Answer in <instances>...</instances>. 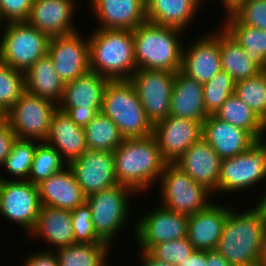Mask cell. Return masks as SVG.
<instances>
[{
  "mask_svg": "<svg viewBox=\"0 0 266 266\" xmlns=\"http://www.w3.org/2000/svg\"><path fill=\"white\" fill-rule=\"evenodd\" d=\"M2 31L0 61L13 69L25 73L47 54L50 38L27 21L4 23Z\"/></svg>",
  "mask_w": 266,
  "mask_h": 266,
  "instance_id": "8",
  "label": "cell"
},
{
  "mask_svg": "<svg viewBox=\"0 0 266 266\" xmlns=\"http://www.w3.org/2000/svg\"><path fill=\"white\" fill-rule=\"evenodd\" d=\"M195 251L188 237L154 245L148 253L155 259L181 266L186 257Z\"/></svg>",
  "mask_w": 266,
  "mask_h": 266,
  "instance_id": "41",
  "label": "cell"
},
{
  "mask_svg": "<svg viewBox=\"0 0 266 266\" xmlns=\"http://www.w3.org/2000/svg\"><path fill=\"white\" fill-rule=\"evenodd\" d=\"M75 0H33L27 22L49 38L77 31L72 19L76 13ZM75 11V12H74Z\"/></svg>",
  "mask_w": 266,
  "mask_h": 266,
  "instance_id": "18",
  "label": "cell"
},
{
  "mask_svg": "<svg viewBox=\"0 0 266 266\" xmlns=\"http://www.w3.org/2000/svg\"><path fill=\"white\" fill-rule=\"evenodd\" d=\"M169 116L201 123L209 116L203 101V84L188 77L181 70L175 73Z\"/></svg>",
  "mask_w": 266,
  "mask_h": 266,
  "instance_id": "26",
  "label": "cell"
},
{
  "mask_svg": "<svg viewBox=\"0 0 266 266\" xmlns=\"http://www.w3.org/2000/svg\"><path fill=\"white\" fill-rule=\"evenodd\" d=\"M33 0H0V15L3 22L27 21Z\"/></svg>",
  "mask_w": 266,
  "mask_h": 266,
  "instance_id": "43",
  "label": "cell"
},
{
  "mask_svg": "<svg viewBox=\"0 0 266 266\" xmlns=\"http://www.w3.org/2000/svg\"><path fill=\"white\" fill-rule=\"evenodd\" d=\"M4 22H3V20H2V17H1V15H0V30L2 29V27L4 26V24H3Z\"/></svg>",
  "mask_w": 266,
  "mask_h": 266,
  "instance_id": "55",
  "label": "cell"
},
{
  "mask_svg": "<svg viewBox=\"0 0 266 266\" xmlns=\"http://www.w3.org/2000/svg\"><path fill=\"white\" fill-rule=\"evenodd\" d=\"M132 194L138 196L129 186L117 184L86 197L94 230L104 242L111 245L115 236L127 227L132 209L129 200L133 197Z\"/></svg>",
  "mask_w": 266,
  "mask_h": 266,
  "instance_id": "6",
  "label": "cell"
},
{
  "mask_svg": "<svg viewBox=\"0 0 266 266\" xmlns=\"http://www.w3.org/2000/svg\"><path fill=\"white\" fill-rule=\"evenodd\" d=\"M45 142L54 147L68 165L88 150L84 127L76 125L58 108L52 116L50 132Z\"/></svg>",
  "mask_w": 266,
  "mask_h": 266,
  "instance_id": "25",
  "label": "cell"
},
{
  "mask_svg": "<svg viewBox=\"0 0 266 266\" xmlns=\"http://www.w3.org/2000/svg\"><path fill=\"white\" fill-rule=\"evenodd\" d=\"M47 54L64 84L90 70L88 37L78 31L50 38Z\"/></svg>",
  "mask_w": 266,
  "mask_h": 266,
  "instance_id": "14",
  "label": "cell"
},
{
  "mask_svg": "<svg viewBox=\"0 0 266 266\" xmlns=\"http://www.w3.org/2000/svg\"><path fill=\"white\" fill-rule=\"evenodd\" d=\"M37 186L41 206L72 211L86 201V196L69 166Z\"/></svg>",
  "mask_w": 266,
  "mask_h": 266,
  "instance_id": "24",
  "label": "cell"
},
{
  "mask_svg": "<svg viewBox=\"0 0 266 266\" xmlns=\"http://www.w3.org/2000/svg\"><path fill=\"white\" fill-rule=\"evenodd\" d=\"M16 139L17 137L9 123L5 119L0 121V168L3 166Z\"/></svg>",
  "mask_w": 266,
  "mask_h": 266,
  "instance_id": "45",
  "label": "cell"
},
{
  "mask_svg": "<svg viewBox=\"0 0 266 266\" xmlns=\"http://www.w3.org/2000/svg\"><path fill=\"white\" fill-rule=\"evenodd\" d=\"M70 119L81 127H85L101 110L66 109Z\"/></svg>",
  "mask_w": 266,
  "mask_h": 266,
  "instance_id": "46",
  "label": "cell"
},
{
  "mask_svg": "<svg viewBox=\"0 0 266 266\" xmlns=\"http://www.w3.org/2000/svg\"><path fill=\"white\" fill-rule=\"evenodd\" d=\"M23 266H59L58 258L54 250H38L32 254L25 255Z\"/></svg>",
  "mask_w": 266,
  "mask_h": 266,
  "instance_id": "44",
  "label": "cell"
},
{
  "mask_svg": "<svg viewBox=\"0 0 266 266\" xmlns=\"http://www.w3.org/2000/svg\"><path fill=\"white\" fill-rule=\"evenodd\" d=\"M153 136L167 163H175L182 154L202 138V123L168 116L153 124Z\"/></svg>",
  "mask_w": 266,
  "mask_h": 266,
  "instance_id": "15",
  "label": "cell"
},
{
  "mask_svg": "<svg viewBox=\"0 0 266 266\" xmlns=\"http://www.w3.org/2000/svg\"><path fill=\"white\" fill-rule=\"evenodd\" d=\"M181 266H207L206 251L195 250Z\"/></svg>",
  "mask_w": 266,
  "mask_h": 266,
  "instance_id": "47",
  "label": "cell"
},
{
  "mask_svg": "<svg viewBox=\"0 0 266 266\" xmlns=\"http://www.w3.org/2000/svg\"><path fill=\"white\" fill-rule=\"evenodd\" d=\"M259 266H266V239L263 247L262 258Z\"/></svg>",
  "mask_w": 266,
  "mask_h": 266,
  "instance_id": "52",
  "label": "cell"
},
{
  "mask_svg": "<svg viewBox=\"0 0 266 266\" xmlns=\"http://www.w3.org/2000/svg\"><path fill=\"white\" fill-rule=\"evenodd\" d=\"M24 91V73L0 61V110L7 113Z\"/></svg>",
  "mask_w": 266,
  "mask_h": 266,
  "instance_id": "39",
  "label": "cell"
},
{
  "mask_svg": "<svg viewBox=\"0 0 266 266\" xmlns=\"http://www.w3.org/2000/svg\"><path fill=\"white\" fill-rule=\"evenodd\" d=\"M67 166L68 164L54 147L46 142H40L36 146L31 171L27 181H30L34 185H38L51 175L62 171Z\"/></svg>",
  "mask_w": 266,
  "mask_h": 266,
  "instance_id": "35",
  "label": "cell"
},
{
  "mask_svg": "<svg viewBox=\"0 0 266 266\" xmlns=\"http://www.w3.org/2000/svg\"><path fill=\"white\" fill-rule=\"evenodd\" d=\"M140 251V261L141 266H176L152 257L147 251L139 250Z\"/></svg>",
  "mask_w": 266,
  "mask_h": 266,
  "instance_id": "49",
  "label": "cell"
},
{
  "mask_svg": "<svg viewBox=\"0 0 266 266\" xmlns=\"http://www.w3.org/2000/svg\"><path fill=\"white\" fill-rule=\"evenodd\" d=\"M266 181V146L256 141L247 151L221 161L218 193H238ZM220 192V193H219Z\"/></svg>",
  "mask_w": 266,
  "mask_h": 266,
  "instance_id": "10",
  "label": "cell"
},
{
  "mask_svg": "<svg viewBox=\"0 0 266 266\" xmlns=\"http://www.w3.org/2000/svg\"><path fill=\"white\" fill-rule=\"evenodd\" d=\"M184 32L148 21L132 30L137 70L154 69L174 73L181 70L183 44L180 39Z\"/></svg>",
  "mask_w": 266,
  "mask_h": 266,
  "instance_id": "4",
  "label": "cell"
},
{
  "mask_svg": "<svg viewBox=\"0 0 266 266\" xmlns=\"http://www.w3.org/2000/svg\"><path fill=\"white\" fill-rule=\"evenodd\" d=\"M57 108L51 100L24 91L5 113V120L17 138L45 142Z\"/></svg>",
  "mask_w": 266,
  "mask_h": 266,
  "instance_id": "9",
  "label": "cell"
},
{
  "mask_svg": "<svg viewBox=\"0 0 266 266\" xmlns=\"http://www.w3.org/2000/svg\"><path fill=\"white\" fill-rule=\"evenodd\" d=\"M222 27L244 49L246 56L262 70L266 69V30L242 23H222Z\"/></svg>",
  "mask_w": 266,
  "mask_h": 266,
  "instance_id": "34",
  "label": "cell"
},
{
  "mask_svg": "<svg viewBox=\"0 0 266 266\" xmlns=\"http://www.w3.org/2000/svg\"><path fill=\"white\" fill-rule=\"evenodd\" d=\"M110 80L89 70L82 76L64 84L58 109L101 110L105 87Z\"/></svg>",
  "mask_w": 266,
  "mask_h": 266,
  "instance_id": "23",
  "label": "cell"
},
{
  "mask_svg": "<svg viewBox=\"0 0 266 266\" xmlns=\"http://www.w3.org/2000/svg\"><path fill=\"white\" fill-rule=\"evenodd\" d=\"M222 23H242L266 30V0H246L233 13L224 16Z\"/></svg>",
  "mask_w": 266,
  "mask_h": 266,
  "instance_id": "40",
  "label": "cell"
},
{
  "mask_svg": "<svg viewBox=\"0 0 266 266\" xmlns=\"http://www.w3.org/2000/svg\"><path fill=\"white\" fill-rule=\"evenodd\" d=\"M133 227L134 239L143 251L162 242L187 237L189 216L173 212L162 205L140 215Z\"/></svg>",
  "mask_w": 266,
  "mask_h": 266,
  "instance_id": "12",
  "label": "cell"
},
{
  "mask_svg": "<svg viewBox=\"0 0 266 266\" xmlns=\"http://www.w3.org/2000/svg\"><path fill=\"white\" fill-rule=\"evenodd\" d=\"M91 219L90 206L86 201L71 211L75 243H107L96 234Z\"/></svg>",
  "mask_w": 266,
  "mask_h": 266,
  "instance_id": "42",
  "label": "cell"
},
{
  "mask_svg": "<svg viewBox=\"0 0 266 266\" xmlns=\"http://www.w3.org/2000/svg\"><path fill=\"white\" fill-rule=\"evenodd\" d=\"M221 161L211 145L201 138L186 150L175 164L194 181L216 194Z\"/></svg>",
  "mask_w": 266,
  "mask_h": 266,
  "instance_id": "20",
  "label": "cell"
},
{
  "mask_svg": "<svg viewBox=\"0 0 266 266\" xmlns=\"http://www.w3.org/2000/svg\"><path fill=\"white\" fill-rule=\"evenodd\" d=\"M5 119V114L0 110V121Z\"/></svg>",
  "mask_w": 266,
  "mask_h": 266,
  "instance_id": "54",
  "label": "cell"
},
{
  "mask_svg": "<svg viewBox=\"0 0 266 266\" xmlns=\"http://www.w3.org/2000/svg\"><path fill=\"white\" fill-rule=\"evenodd\" d=\"M88 150L114 152L125 139L118 126L102 112H99L85 127Z\"/></svg>",
  "mask_w": 266,
  "mask_h": 266,
  "instance_id": "33",
  "label": "cell"
},
{
  "mask_svg": "<svg viewBox=\"0 0 266 266\" xmlns=\"http://www.w3.org/2000/svg\"><path fill=\"white\" fill-rule=\"evenodd\" d=\"M108 243H75L55 251L59 266H110Z\"/></svg>",
  "mask_w": 266,
  "mask_h": 266,
  "instance_id": "31",
  "label": "cell"
},
{
  "mask_svg": "<svg viewBox=\"0 0 266 266\" xmlns=\"http://www.w3.org/2000/svg\"><path fill=\"white\" fill-rule=\"evenodd\" d=\"M221 67L235 82L252 78L263 71L245 54L244 49L221 26L219 28Z\"/></svg>",
  "mask_w": 266,
  "mask_h": 266,
  "instance_id": "30",
  "label": "cell"
},
{
  "mask_svg": "<svg viewBox=\"0 0 266 266\" xmlns=\"http://www.w3.org/2000/svg\"><path fill=\"white\" fill-rule=\"evenodd\" d=\"M204 1H206V0H204ZM204 1H203V0H198L199 4H200L201 6H204V5H203V4H205Z\"/></svg>",
  "mask_w": 266,
  "mask_h": 266,
  "instance_id": "56",
  "label": "cell"
},
{
  "mask_svg": "<svg viewBox=\"0 0 266 266\" xmlns=\"http://www.w3.org/2000/svg\"><path fill=\"white\" fill-rule=\"evenodd\" d=\"M101 112L118 126L125 139L153 135V124L129 80H110L107 83Z\"/></svg>",
  "mask_w": 266,
  "mask_h": 266,
  "instance_id": "5",
  "label": "cell"
},
{
  "mask_svg": "<svg viewBox=\"0 0 266 266\" xmlns=\"http://www.w3.org/2000/svg\"><path fill=\"white\" fill-rule=\"evenodd\" d=\"M39 141L17 138L3 164L9 180H27L31 171L34 152ZM15 179H12V178Z\"/></svg>",
  "mask_w": 266,
  "mask_h": 266,
  "instance_id": "36",
  "label": "cell"
},
{
  "mask_svg": "<svg viewBox=\"0 0 266 266\" xmlns=\"http://www.w3.org/2000/svg\"><path fill=\"white\" fill-rule=\"evenodd\" d=\"M263 134H262V137H261V141H262V143L266 146V138H265V136H266V123H263V132H262ZM265 133V134H264Z\"/></svg>",
  "mask_w": 266,
  "mask_h": 266,
  "instance_id": "53",
  "label": "cell"
},
{
  "mask_svg": "<svg viewBox=\"0 0 266 266\" xmlns=\"http://www.w3.org/2000/svg\"><path fill=\"white\" fill-rule=\"evenodd\" d=\"M234 208L229 206L216 250L232 266H259L266 239L263 213L256 205L242 213Z\"/></svg>",
  "mask_w": 266,
  "mask_h": 266,
  "instance_id": "1",
  "label": "cell"
},
{
  "mask_svg": "<svg viewBox=\"0 0 266 266\" xmlns=\"http://www.w3.org/2000/svg\"><path fill=\"white\" fill-rule=\"evenodd\" d=\"M90 34V70L109 80H129L137 71L132 31L95 28Z\"/></svg>",
  "mask_w": 266,
  "mask_h": 266,
  "instance_id": "3",
  "label": "cell"
},
{
  "mask_svg": "<svg viewBox=\"0 0 266 266\" xmlns=\"http://www.w3.org/2000/svg\"><path fill=\"white\" fill-rule=\"evenodd\" d=\"M264 195L262 198L259 200L260 202H257L256 206L262 211L264 220H265V226H266V189L265 192L263 193Z\"/></svg>",
  "mask_w": 266,
  "mask_h": 266,
  "instance_id": "51",
  "label": "cell"
},
{
  "mask_svg": "<svg viewBox=\"0 0 266 266\" xmlns=\"http://www.w3.org/2000/svg\"><path fill=\"white\" fill-rule=\"evenodd\" d=\"M202 138L221 159L247 151L257 140L246 130L209 115L202 123Z\"/></svg>",
  "mask_w": 266,
  "mask_h": 266,
  "instance_id": "21",
  "label": "cell"
},
{
  "mask_svg": "<svg viewBox=\"0 0 266 266\" xmlns=\"http://www.w3.org/2000/svg\"><path fill=\"white\" fill-rule=\"evenodd\" d=\"M235 81L221 70L212 79L203 84V101L206 113L214 115L227 98L234 94Z\"/></svg>",
  "mask_w": 266,
  "mask_h": 266,
  "instance_id": "38",
  "label": "cell"
},
{
  "mask_svg": "<svg viewBox=\"0 0 266 266\" xmlns=\"http://www.w3.org/2000/svg\"><path fill=\"white\" fill-rule=\"evenodd\" d=\"M25 91L58 104L61 100L64 82L55 70L48 54L41 57L24 73Z\"/></svg>",
  "mask_w": 266,
  "mask_h": 266,
  "instance_id": "29",
  "label": "cell"
},
{
  "mask_svg": "<svg viewBox=\"0 0 266 266\" xmlns=\"http://www.w3.org/2000/svg\"><path fill=\"white\" fill-rule=\"evenodd\" d=\"M193 44L183 46L181 71L201 84L207 83L222 70L219 49V28L200 35ZM189 45V46H188ZM188 46V47H187Z\"/></svg>",
  "mask_w": 266,
  "mask_h": 266,
  "instance_id": "17",
  "label": "cell"
},
{
  "mask_svg": "<svg viewBox=\"0 0 266 266\" xmlns=\"http://www.w3.org/2000/svg\"><path fill=\"white\" fill-rule=\"evenodd\" d=\"M214 116L248 131L257 141L262 137L263 121L236 94L230 95Z\"/></svg>",
  "mask_w": 266,
  "mask_h": 266,
  "instance_id": "32",
  "label": "cell"
},
{
  "mask_svg": "<svg viewBox=\"0 0 266 266\" xmlns=\"http://www.w3.org/2000/svg\"><path fill=\"white\" fill-rule=\"evenodd\" d=\"M212 202L206 209L189 216L187 237L195 250H216L229 206Z\"/></svg>",
  "mask_w": 266,
  "mask_h": 266,
  "instance_id": "22",
  "label": "cell"
},
{
  "mask_svg": "<svg viewBox=\"0 0 266 266\" xmlns=\"http://www.w3.org/2000/svg\"><path fill=\"white\" fill-rule=\"evenodd\" d=\"M174 77L166 70L138 69L129 79L152 124L169 116Z\"/></svg>",
  "mask_w": 266,
  "mask_h": 266,
  "instance_id": "13",
  "label": "cell"
},
{
  "mask_svg": "<svg viewBox=\"0 0 266 266\" xmlns=\"http://www.w3.org/2000/svg\"><path fill=\"white\" fill-rule=\"evenodd\" d=\"M68 166L86 197L118 184L113 152L87 150Z\"/></svg>",
  "mask_w": 266,
  "mask_h": 266,
  "instance_id": "16",
  "label": "cell"
},
{
  "mask_svg": "<svg viewBox=\"0 0 266 266\" xmlns=\"http://www.w3.org/2000/svg\"><path fill=\"white\" fill-rule=\"evenodd\" d=\"M207 266H232L217 250L206 251Z\"/></svg>",
  "mask_w": 266,
  "mask_h": 266,
  "instance_id": "48",
  "label": "cell"
},
{
  "mask_svg": "<svg viewBox=\"0 0 266 266\" xmlns=\"http://www.w3.org/2000/svg\"><path fill=\"white\" fill-rule=\"evenodd\" d=\"M158 180L157 184L161 185L159 202L173 212L190 216L213 202V193L190 178L175 163H167Z\"/></svg>",
  "mask_w": 266,
  "mask_h": 266,
  "instance_id": "7",
  "label": "cell"
},
{
  "mask_svg": "<svg viewBox=\"0 0 266 266\" xmlns=\"http://www.w3.org/2000/svg\"><path fill=\"white\" fill-rule=\"evenodd\" d=\"M91 16L103 29L134 30L147 21L146 0H89Z\"/></svg>",
  "mask_w": 266,
  "mask_h": 266,
  "instance_id": "19",
  "label": "cell"
},
{
  "mask_svg": "<svg viewBox=\"0 0 266 266\" xmlns=\"http://www.w3.org/2000/svg\"><path fill=\"white\" fill-rule=\"evenodd\" d=\"M200 8L198 0H146V18L148 22L184 31Z\"/></svg>",
  "mask_w": 266,
  "mask_h": 266,
  "instance_id": "28",
  "label": "cell"
},
{
  "mask_svg": "<svg viewBox=\"0 0 266 266\" xmlns=\"http://www.w3.org/2000/svg\"><path fill=\"white\" fill-rule=\"evenodd\" d=\"M29 235L50 243L51 249L47 247V250L75 244L71 210L41 206L35 226Z\"/></svg>",
  "mask_w": 266,
  "mask_h": 266,
  "instance_id": "27",
  "label": "cell"
},
{
  "mask_svg": "<svg viewBox=\"0 0 266 266\" xmlns=\"http://www.w3.org/2000/svg\"><path fill=\"white\" fill-rule=\"evenodd\" d=\"M113 156L118 184L129 186L138 195L156 185L167 164L153 135L124 139Z\"/></svg>",
  "mask_w": 266,
  "mask_h": 266,
  "instance_id": "2",
  "label": "cell"
},
{
  "mask_svg": "<svg viewBox=\"0 0 266 266\" xmlns=\"http://www.w3.org/2000/svg\"><path fill=\"white\" fill-rule=\"evenodd\" d=\"M236 94L264 122L266 121V71L235 82Z\"/></svg>",
  "mask_w": 266,
  "mask_h": 266,
  "instance_id": "37",
  "label": "cell"
},
{
  "mask_svg": "<svg viewBox=\"0 0 266 266\" xmlns=\"http://www.w3.org/2000/svg\"><path fill=\"white\" fill-rule=\"evenodd\" d=\"M40 208L37 185L27 180H8L0 173L1 216L20 225L29 234L35 226Z\"/></svg>",
  "mask_w": 266,
  "mask_h": 266,
  "instance_id": "11",
  "label": "cell"
},
{
  "mask_svg": "<svg viewBox=\"0 0 266 266\" xmlns=\"http://www.w3.org/2000/svg\"><path fill=\"white\" fill-rule=\"evenodd\" d=\"M246 0H221L225 9L223 10L225 14L230 15L233 13L241 4H243Z\"/></svg>",
  "mask_w": 266,
  "mask_h": 266,
  "instance_id": "50",
  "label": "cell"
}]
</instances>
